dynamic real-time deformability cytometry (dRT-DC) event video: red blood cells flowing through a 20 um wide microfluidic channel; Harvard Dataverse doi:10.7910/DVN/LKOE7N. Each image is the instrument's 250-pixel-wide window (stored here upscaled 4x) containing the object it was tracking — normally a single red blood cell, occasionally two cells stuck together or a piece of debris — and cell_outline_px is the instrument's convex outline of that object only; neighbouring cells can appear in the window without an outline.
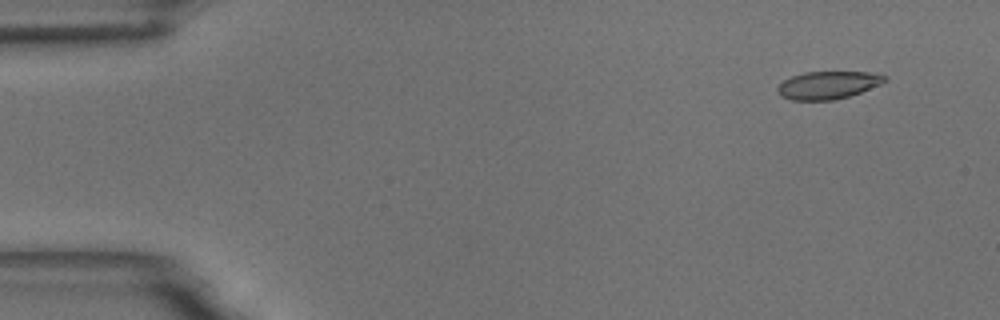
{"species": "common noctule bat (a hibernating species)", "species_latin": "Nyctalus noctula", "temperature_condition": "room temperature", "stored_images_in_passage": 54, "camera_frame_rate_fps": 3000, "um_per_image_px": 0.085, "animal": {"sex": "male", "body_mass_g": 18.8}, "frame": {"image": 1, "passage_image": 2, "time_ms": 0.333, "image_size_px": [1000, 320], "cell_outline_px": [[888, 80], [880, 84], [860, 92], [848, 96], [832, 100], [792, 100], [780, 96], [776, 88], [784, 80], [792, 76], [804, 72], [868, 72], [888, 76]], "centroid_in_image_um": [70.37, 7.23], "position_along_channel_um": 14.6, "area_um2": 17.22}}
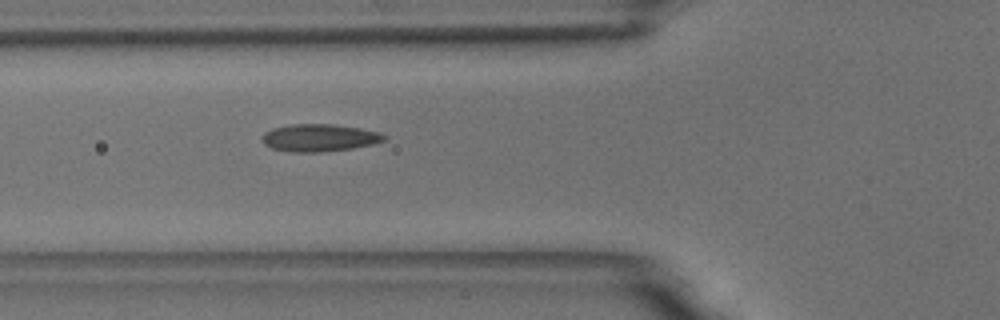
{"frame": {"image": 2, "passage_image": 18, "time_ms": 5.667, "image_size_px": [1000, 320], "cell_outline_px": [[388, 136], [384, 140], [372, 144], [352, 148], [320, 152], [292, 152], [272, 148], [264, 144], [260, 140], [264, 132], [272, 128], [292, 124], [332, 124], [360, 128], [380, 132]], "centroid_in_image_um": [27.12, 11.7], "position_along_channel_um": 98.7, "area_um2": 19.54}}
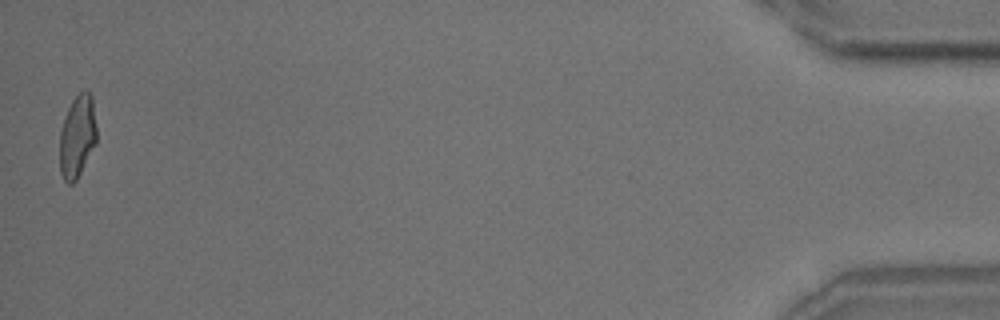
{"frame": {"image": 3, "passage_image": 53, "time_ms": 17.333, "image_size_px": [1000, 320], "cell_outline_px": [[96, 144], [76, 180], [72, 184], [68, 184], [64, 180], [60, 172], [60, 132], [68, 108], [72, 100], [80, 92], [88, 92], [92, 96], [96, 128]], "centroid_in_image_um": [6.57, 11.62], "position_along_channel_um": 428.6, "area_um2": 17.57}, "authors_computed_cell_mechanics": {"area_um2": 18.2648, "velocity_mm_per_s": 3.6156, "shape_relaxation_time_tau1_ms": 4.7625, "shape_relaxation_time_tau2_ms": 1.5483, "deformation_change_tau1": 0.1637, "deformation_change_tau2": 0.0845}}